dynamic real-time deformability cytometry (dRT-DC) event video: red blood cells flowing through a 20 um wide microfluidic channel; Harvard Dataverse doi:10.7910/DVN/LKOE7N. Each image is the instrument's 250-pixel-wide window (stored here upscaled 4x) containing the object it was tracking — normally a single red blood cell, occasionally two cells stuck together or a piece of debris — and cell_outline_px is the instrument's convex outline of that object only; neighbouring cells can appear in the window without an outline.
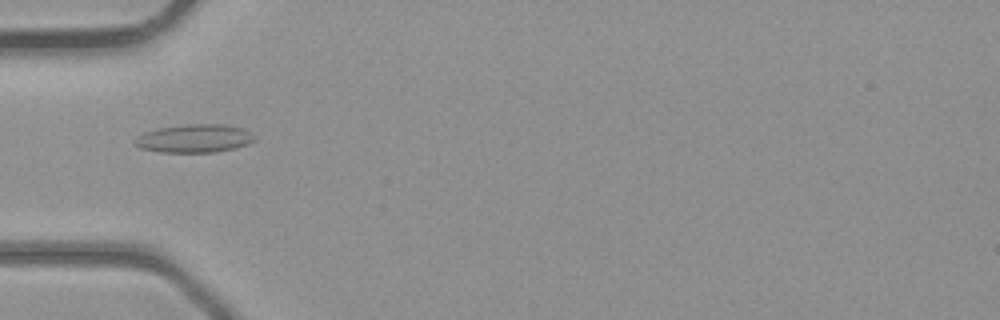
{"species": "common noctule bat (a hibernating species)", "species_latin": "Nyctalus noctula", "temperature_condition": "room temperature", "stored_images_in_passage": 5, "camera_frame_rate_fps": 3000, "um_per_image_px": 0.085, "animal": {"sex": "male", "body_mass_g": 23.1, "forearm_length_mm": 52.7}, "frame": {"image": 1, "passage_image": 5, "time_ms": 4.333, "image_size_px": [1000, 320], "cell_outline_px": [[256, 140], [248, 144], [236, 148], [216, 152], [160, 152], [140, 148], [132, 140], [136, 136], [144, 132], [160, 128], [188, 124], [224, 124], [244, 128], [252, 132], [256, 136]], "centroid_in_image_um": [16.57, 11.76], "position_along_channel_um": 68.4, "area_um2": 19.94}}